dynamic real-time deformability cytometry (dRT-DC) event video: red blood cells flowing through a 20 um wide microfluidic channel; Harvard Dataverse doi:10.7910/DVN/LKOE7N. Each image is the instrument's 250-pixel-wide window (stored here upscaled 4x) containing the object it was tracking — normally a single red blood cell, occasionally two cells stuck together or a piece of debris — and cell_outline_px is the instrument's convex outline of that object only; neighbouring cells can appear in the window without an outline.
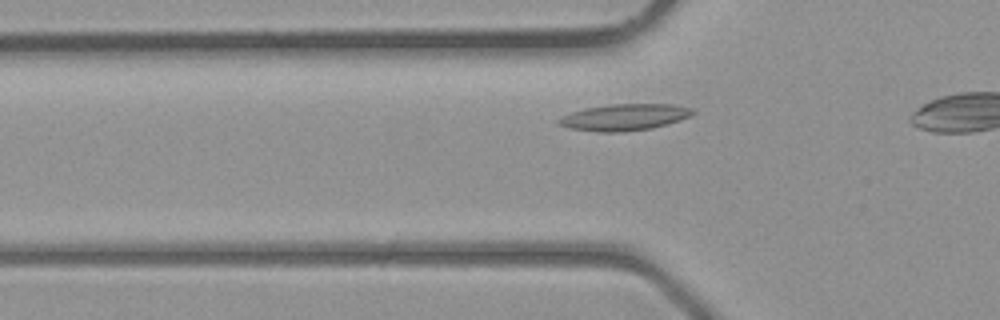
{"species": "common noctule bat (a hibernating species)", "species_latin": "Nyctalus noctula", "temperature_condition": "room temperature", "stored_images_in_passage": 6, "camera_frame_rate_fps": 3000, "um_per_image_px": 0.085, "animal": {"sex": "male", "body_mass_g": 23.1, "forearm_length_mm": 52.7}, "frame": {"image": 1, "passage_image": 4, "time_ms": 1.0, "image_size_px": [1000, 320], "cell_outline_px": [[696, 112], [680, 120], [668, 124], [652, 128], [616, 132], [600, 132], [572, 128], [556, 124], [556, 120], [560, 116], [584, 108], [608, 104], [676, 104], [696, 108]], "centroid_in_image_um": [53.09, 9.94], "position_along_channel_um": 72.7, "area_um2": 20.87}}